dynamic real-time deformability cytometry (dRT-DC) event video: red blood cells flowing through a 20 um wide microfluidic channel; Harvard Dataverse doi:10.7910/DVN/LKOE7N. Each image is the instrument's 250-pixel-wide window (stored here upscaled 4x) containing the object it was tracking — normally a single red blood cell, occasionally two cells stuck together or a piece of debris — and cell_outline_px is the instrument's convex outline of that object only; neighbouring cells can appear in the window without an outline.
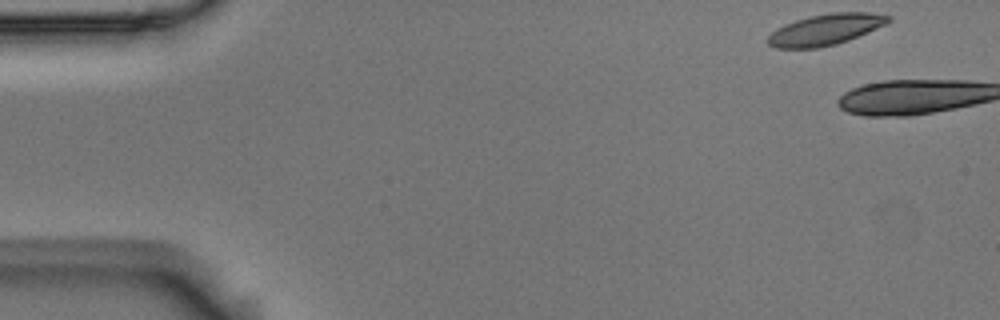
{"species": "Egyptian fruit bat (a non-hibernating species)", "species_latin": "Rousettus aegyptiacus", "temperature_condition": "room temperature", "stored_images_in_passage": 2, "camera_frame_rate_fps": 3000, "um_per_image_px": 0.085, "animal": {"sex": "male"}, "frame": {"image": 1, "passage_image": 1, "time_ms": 0.0, "image_size_px": [1000, 320], "cell_outline_px": [[892, 20], [876, 28], [848, 40], [836, 44], [816, 48], [776, 48], [768, 44], [768, 36], [776, 28], [784, 24], [796, 20], [812, 16], [832, 12], [868, 12], [892, 16]], "centroid_in_image_um": [70.15, 2.51], "position_along_channel_um": 14.8, "area_um2": 21.56}}